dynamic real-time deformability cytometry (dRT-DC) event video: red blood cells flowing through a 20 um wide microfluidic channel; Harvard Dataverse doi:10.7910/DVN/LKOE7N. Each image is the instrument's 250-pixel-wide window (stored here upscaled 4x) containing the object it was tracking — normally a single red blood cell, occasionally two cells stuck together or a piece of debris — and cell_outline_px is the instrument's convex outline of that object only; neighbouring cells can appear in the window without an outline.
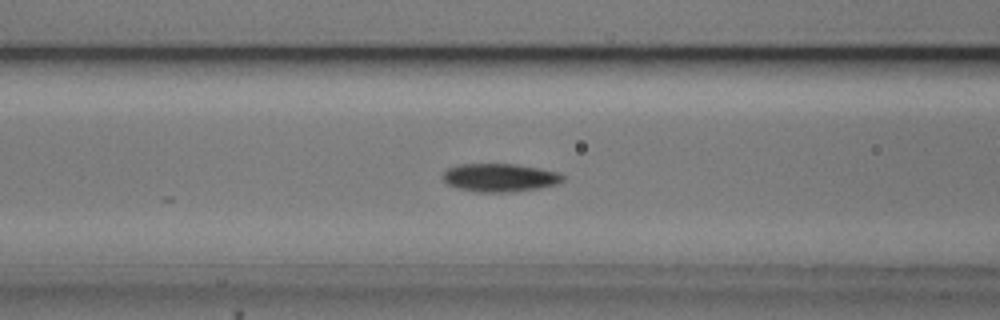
{"species": "common noctule bat (a hibernating species)", "species_latin": "Nyctalus noctula", "temperature_condition": "cold", "stored_images_in_passage": 18, "camera_frame_rate_fps": 3000, "um_per_image_px": 0.085, "animal": {"sex": "male", "body_mass_g": 20.5, "forearm_length_mm": 52.5}, "frame": {"image": 1, "passage_image": 9, "time_ms": 2.667, "image_size_px": [1000, 320], "cell_outline_px": [[564, 180], [560, 184], [536, 188], [508, 192], [476, 192], [456, 188], [448, 184], [444, 180], [444, 172], [448, 168], [456, 164], [516, 164], [540, 168], [560, 172], [564, 176]], "centroid_in_image_um": [42.51, 15.09], "position_along_channel_um": 124.1, "area_um2": 19.83}}